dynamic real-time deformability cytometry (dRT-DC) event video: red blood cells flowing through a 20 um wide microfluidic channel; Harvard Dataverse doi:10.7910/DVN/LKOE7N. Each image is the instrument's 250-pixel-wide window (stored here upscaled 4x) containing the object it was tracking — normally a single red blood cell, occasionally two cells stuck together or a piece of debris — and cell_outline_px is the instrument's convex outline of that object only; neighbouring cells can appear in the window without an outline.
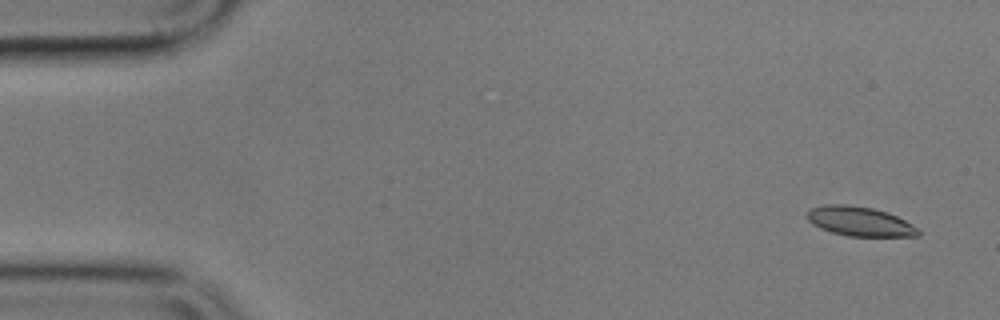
{"species": "common noctule bat (a hibernating species)", "species_latin": "Nyctalus noctula", "temperature_condition": "cold", "stored_images_in_passage": 4, "camera_frame_rate_fps": 3000, "um_per_image_px": 0.085, "animal": {"sex": "male", "body_mass_g": 17.9}, "frame": {"image": 1, "passage_image": 1, "time_ms": 0.0, "image_size_px": [1000, 320], "cell_outline_px": [[920, 236], [848, 236], [832, 232], [820, 228], [812, 224], [808, 220], [808, 212], [812, 208], [824, 204], [848, 204], [872, 208], [888, 212], [920, 228]], "centroid_in_image_um": [73.1, 18.82], "position_along_channel_um": 11.9, "area_um2": 19.07}}